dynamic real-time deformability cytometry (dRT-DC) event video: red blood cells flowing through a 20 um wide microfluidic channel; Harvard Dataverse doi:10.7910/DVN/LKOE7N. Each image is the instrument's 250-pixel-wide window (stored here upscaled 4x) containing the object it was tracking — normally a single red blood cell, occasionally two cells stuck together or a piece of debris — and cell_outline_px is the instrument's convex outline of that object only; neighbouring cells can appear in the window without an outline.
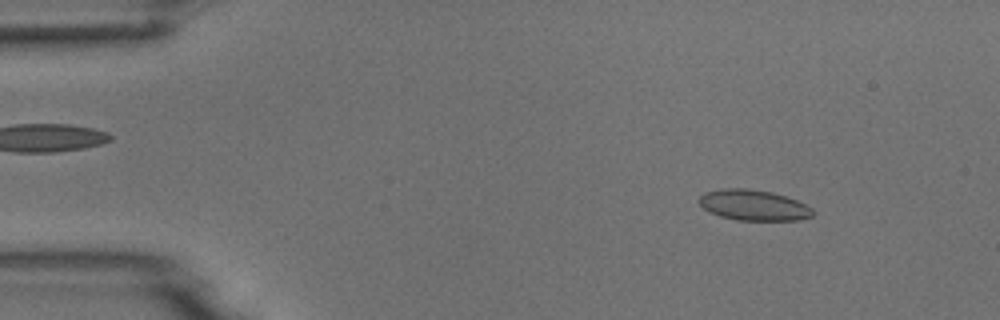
{"species": "common noctule bat (a hibernating species)", "species_latin": "Nyctalus noctula", "temperature_condition": "room temperature", "stored_images_in_passage": 5, "camera_frame_rate_fps": 3000, "um_per_image_px": 0.085, "animal": {"sex": "male", "body_mass_g": 18.8}, "frame": {"image": 1, "passage_image": 1, "time_ms": 0.0, "image_size_px": [1000, 320], "cell_outline_px": [[812, 216], [800, 220], [736, 220], [720, 216], [708, 212], [700, 204], [700, 196], [704, 192], [720, 188], [748, 188], [772, 192], [796, 200], [812, 208]], "centroid_in_image_um": [64.02, 17.43], "position_along_channel_um": 21.0, "area_um2": 20.29}}
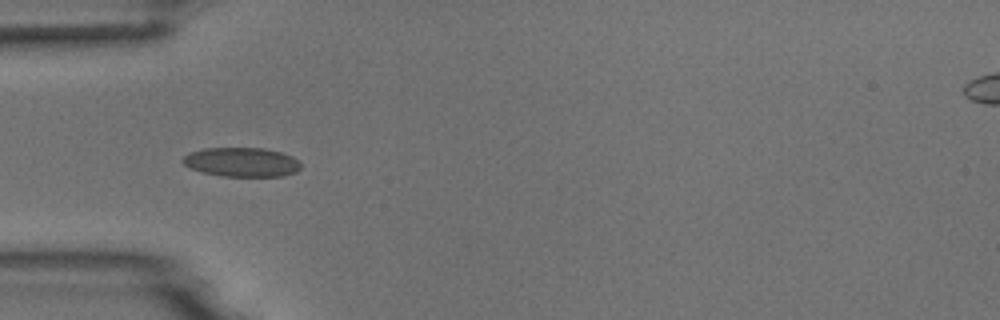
{"frame": {"image": 2, "passage_image": 4, "time_ms": 3.333, "image_size_px": [1000, 320], "cell_outline_px": [[300, 168], [296, 172], [284, 176], [220, 176], [204, 172], [192, 168], [184, 164], [180, 160], [184, 156], [192, 152], [204, 148], [264, 148], [280, 152], [292, 156], [300, 164]], "centroid_in_image_um": [20.55, 13.78], "position_along_channel_um": 64.5, "area_um2": 19.94}}